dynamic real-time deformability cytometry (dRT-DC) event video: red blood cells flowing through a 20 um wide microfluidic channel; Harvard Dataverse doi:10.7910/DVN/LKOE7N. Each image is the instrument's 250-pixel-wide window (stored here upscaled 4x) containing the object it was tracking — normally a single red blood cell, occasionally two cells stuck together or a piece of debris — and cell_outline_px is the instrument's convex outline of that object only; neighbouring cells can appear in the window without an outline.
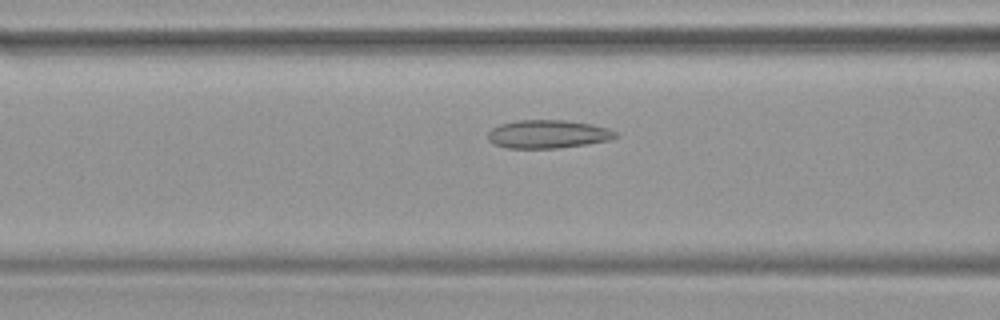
{"species": "common noctule bat (a hibernating species)", "species_latin": "Nyctalus noctula", "temperature_condition": "warm", "stored_images_in_passage": 47, "camera_frame_rate_fps": 3000, "um_per_image_px": 0.085, "animal": {"sex": "female", "body_mass_g": 19.9}, "frame": {"image": 1, "passage_image": 19, "time_ms": 6.0, "image_size_px": [1000, 320], "cell_outline_px": [[620, 136], [612, 140], [588, 144], [560, 148], [508, 148], [492, 144], [488, 140], [488, 132], [492, 128], [500, 124], [520, 120], [564, 120], [592, 124], [608, 128], [616, 132]], "centroid_in_image_um": [46.6, 11.41], "position_along_channel_um": 120.0, "area_um2": 21.27}}
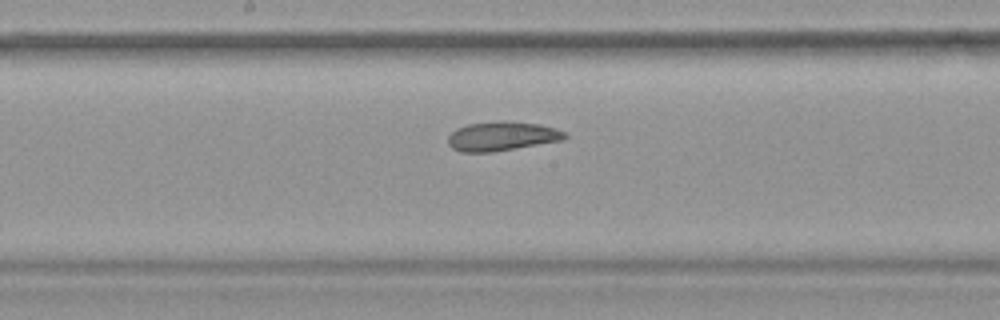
{"frame": {"image": 2, "passage_image": 25, "time_ms": 8.0, "image_size_px": [1000, 320], "cell_outline_px": [[568, 136], [564, 140], [492, 152], [460, 152], [452, 148], [448, 144], [448, 136], [456, 128], [468, 124], [540, 124], [556, 128], [564, 132]], "centroid_in_image_um": [42.65, 11.63], "position_along_channel_um": 205.5, "area_um2": 18.96}}
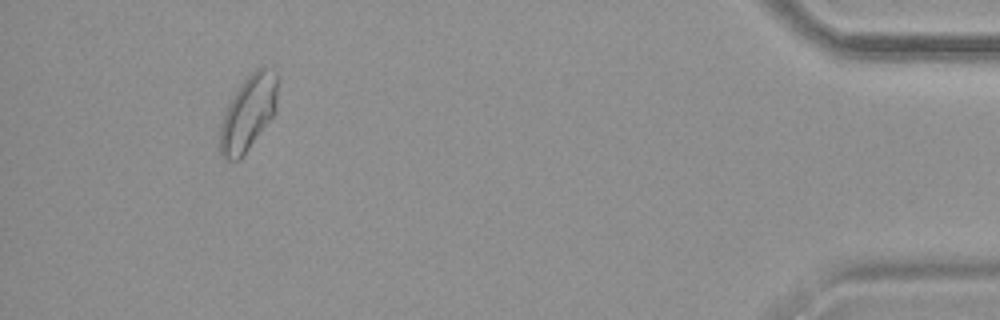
{"frame": {"image": 3, "passage_image": 44, "time_ms": 14.333, "image_size_px": [1000, 320], "cell_outline_px": [[280, 76], [276, 112], [240, 160], [224, 160], [220, 156], [220, 124], [224, 112], [232, 96], [240, 84], [256, 68], [264, 64], [276, 68]], "centroid_in_image_um": [21.16, 9.52], "position_along_channel_um": 414.0, "area_um2": 26.13}}